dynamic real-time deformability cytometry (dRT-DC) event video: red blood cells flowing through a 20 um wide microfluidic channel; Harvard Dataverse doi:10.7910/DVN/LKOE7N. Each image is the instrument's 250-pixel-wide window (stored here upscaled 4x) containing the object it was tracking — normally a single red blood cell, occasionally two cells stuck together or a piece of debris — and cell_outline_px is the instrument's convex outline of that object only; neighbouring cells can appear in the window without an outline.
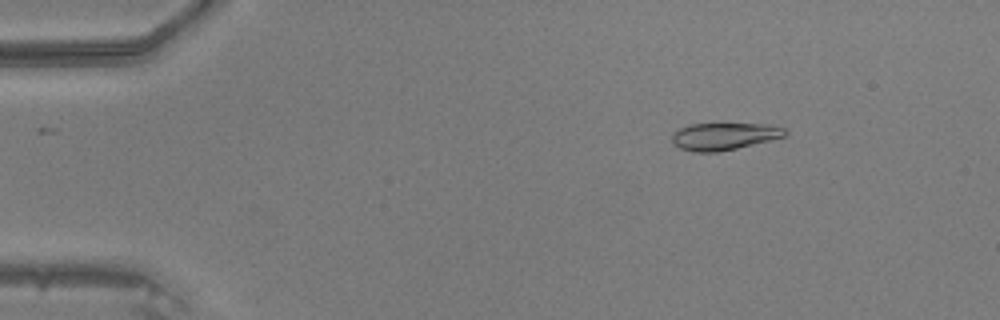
{"species": "common noctule bat (a hibernating species)", "species_latin": "Nyctalus noctula", "temperature_condition": "warm", "stored_images_in_passage": 48, "camera_frame_rate_fps": 3000, "um_per_image_px": 0.085, "animal": {"sex": "male", "body_mass_g": 20.5, "forearm_length_mm": 52.5}, "frame": {"image": 1, "passage_image": 7, "time_ms": 2.0, "image_size_px": [1000, 320], "cell_outline_px": [[788, 132], [784, 136], [772, 140], [720, 152], [692, 152], [680, 148], [672, 140], [672, 132], [680, 128], [692, 124], [772, 124], [784, 128]], "centroid_in_image_um": [61.57, 11.59], "position_along_channel_um": 23.4, "area_um2": 17.98}}
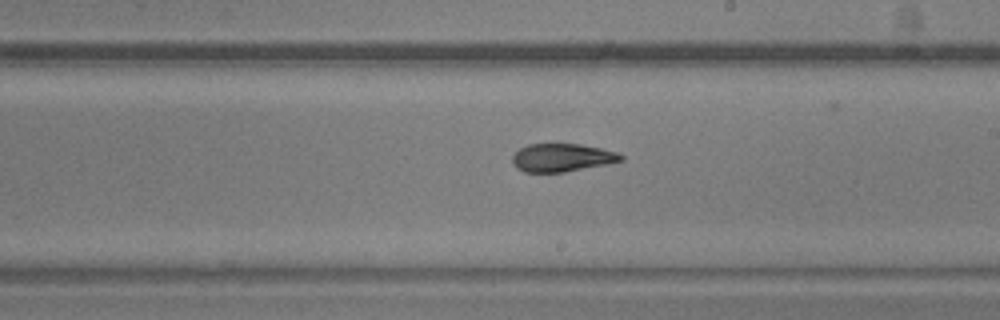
{"frame": {"image": 2, "passage_image": 28, "time_ms": 9.0, "image_size_px": [1000, 320], "cell_outline_px": [[624, 160], [608, 164], [564, 172], [524, 172], [516, 168], [512, 160], [512, 156], [520, 148], [528, 144], [580, 144], [600, 148], [616, 152], [624, 156]], "centroid_in_image_um": [47.77, 13.4], "position_along_channel_um": 241.2, "area_um2": 17.74}}
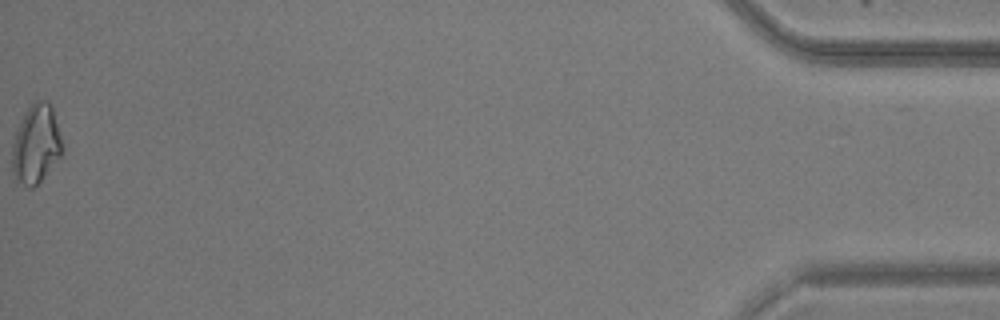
{"frame": {"image": 3, "passage_image": 48, "time_ms": 15.667, "image_size_px": [1000, 320], "cell_outline_px": [[64, 148], [60, 156], [40, 180], [32, 188], [28, 188], [16, 180], [12, 172], [12, 144], [20, 120], [24, 112], [36, 100], [48, 100], [52, 104]], "centroid_in_image_um": [3.06, 12.22], "position_along_channel_um": 432.1, "area_um2": 23.06}}